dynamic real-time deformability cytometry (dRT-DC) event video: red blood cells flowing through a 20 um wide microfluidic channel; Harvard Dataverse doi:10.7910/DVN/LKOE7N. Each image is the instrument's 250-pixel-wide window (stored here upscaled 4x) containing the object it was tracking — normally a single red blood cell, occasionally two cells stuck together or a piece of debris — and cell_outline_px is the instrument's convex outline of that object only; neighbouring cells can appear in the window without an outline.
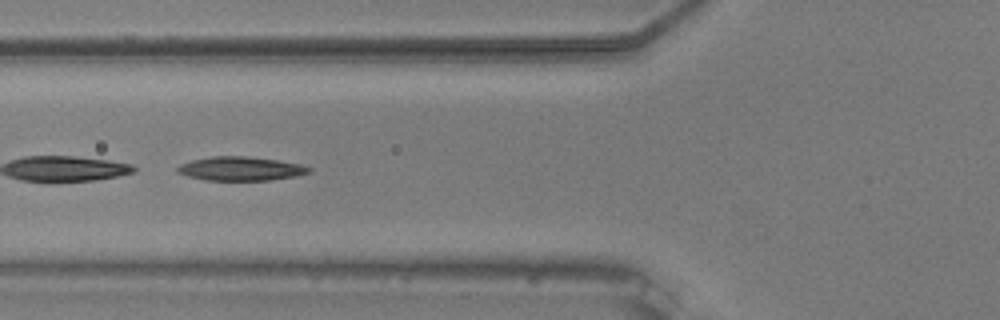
{"species": "common noctule bat (a hibernating species)", "species_latin": "Nyctalus noctula", "temperature_condition": "warm", "stored_images_in_passage": 43, "camera_frame_rate_fps": 3000, "um_per_image_px": 0.085, "animal": {"sex": "male", "body_mass_g": 20.5, "forearm_length_mm": 52.5}, "frame": {"image": 1, "passage_image": 10, "time_ms": 3.0, "image_size_px": [1000, 320], "cell_outline_px": [[312, 172], [296, 176], [268, 180], [204, 180], [188, 176], [176, 172], [176, 168], [180, 164], [192, 160], [212, 156], [244, 156], [276, 160], [300, 164], [312, 168]], "centroid_in_image_um": [20.44, 14.34], "position_along_channel_um": 105.4, "area_um2": 18.26}}
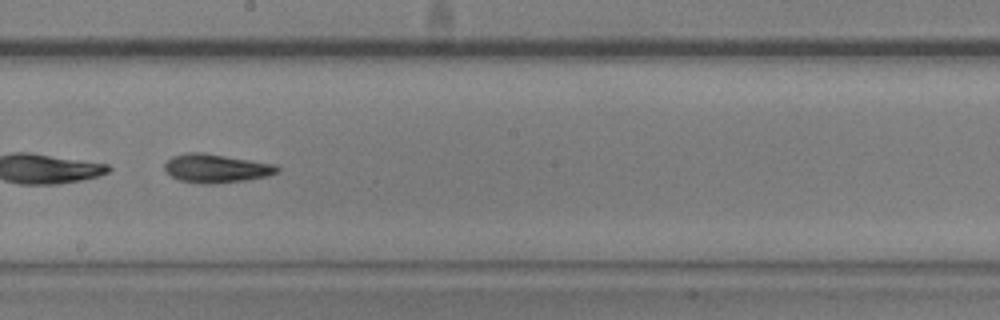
{"frame": {"image": 2, "passage_image": 20, "time_ms": 6.333, "image_size_px": [1000, 320], "cell_outline_px": [[280, 172], [268, 176], [244, 180], [212, 184], [200, 184], [180, 180], [172, 176], [164, 168], [164, 164], [172, 156], [184, 152], [204, 152], [276, 164], [280, 168]], "centroid_in_image_um": [18.39, 14.3], "position_along_channel_um": 229.8, "area_um2": 18.96}}
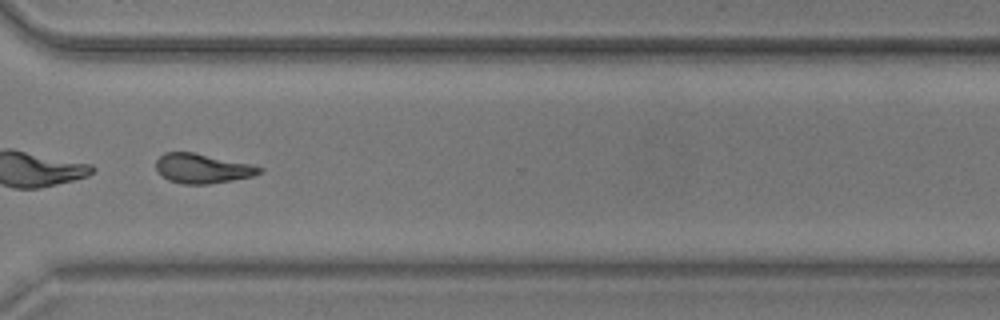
{"frame": {"image": 3, "passage_image": 30, "time_ms": 9.667, "image_size_px": [1000, 320], "cell_outline_px": [[264, 168], [260, 172], [252, 176], [232, 180], [208, 184], [180, 184], [168, 180], [156, 168], [156, 160], [164, 152], [192, 152], [252, 164]], "centroid_in_image_um": [17.2, 14.32], "position_along_channel_um": 353.4, "area_um2": 17.69}, "authors_computed_cell_mechanics": {"area_um2": 18.6694, "velocity_mm_per_s": 3.722, "shape_relaxation_time_tau1_ms": 8.7157, "shape_relaxation_time_tau2_ms": 8.1073, "deformation_change_tau1": 0.2458, "deformation_change_tau2": 0.1648}}